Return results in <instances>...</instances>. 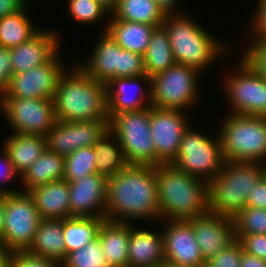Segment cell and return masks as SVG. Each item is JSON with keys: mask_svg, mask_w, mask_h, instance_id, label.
<instances>
[{"mask_svg": "<svg viewBox=\"0 0 266 267\" xmlns=\"http://www.w3.org/2000/svg\"><path fill=\"white\" fill-rule=\"evenodd\" d=\"M106 20L107 24L104 23L103 31L107 30L122 49L144 56L154 26L118 19Z\"/></svg>", "mask_w": 266, "mask_h": 267, "instance_id": "cb8c5ba5", "label": "cell"}, {"mask_svg": "<svg viewBox=\"0 0 266 267\" xmlns=\"http://www.w3.org/2000/svg\"><path fill=\"white\" fill-rule=\"evenodd\" d=\"M186 112L150 106V132L156 151V166L172 164L190 122Z\"/></svg>", "mask_w": 266, "mask_h": 267, "instance_id": "5bb4252c", "label": "cell"}, {"mask_svg": "<svg viewBox=\"0 0 266 267\" xmlns=\"http://www.w3.org/2000/svg\"><path fill=\"white\" fill-rule=\"evenodd\" d=\"M60 58L58 52L48 63L13 74L0 98L52 99L58 80L67 69Z\"/></svg>", "mask_w": 266, "mask_h": 267, "instance_id": "9a60e30c", "label": "cell"}, {"mask_svg": "<svg viewBox=\"0 0 266 267\" xmlns=\"http://www.w3.org/2000/svg\"><path fill=\"white\" fill-rule=\"evenodd\" d=\"M240 267H266V260L250 255L245 251H242Z\"/></svg>", "mask_w": 266, "mask_h": 267, "instance_id": "c3c4849f", "label": "cell"}, {"mask_svg": "<svg viewBox=\"0 0 266 267\" xmlns=\"http://www.w3.org/2000/svg\"><path fill=\"white\" fill-rule=\"evenodd\" d=\"M204 260L217 255L235 238L234 219L208 212L188 220Z\"/></svg>", "mask_w": 266, "mask_h": 267, "instance_id": "d6986e66", "label": "cell"}, {"mask_svg": "<svg viewBox=\"0 0 266 267\" xmlns=\"http://www.w3.org/2000/svg\"><path fill=\"white\" fill-rule=\"evenodd\" d=\"M101 33L88 60L77 62L89 76L107 84L114 78L146 74L142 55L122 49L107 30Z\"/></svg>", "mask_w": 266, "mask_h": 267, "instance_id": "52a82bcc", "label": "cell"}, {"mask_svg": "<svg viewBox=\"0 0 266 267\" xmlns=\"http://www.w3.org/2000/svg\"><path fill=\"white\" fill-rule=\"evenodd\" d=\"M27 9L28 4L23 9L0 19V46L8 49L17 47L41 29L33 25Z\"/></svg>", "mask_w": 266, "mask_h": 267, "instance_id": "f546056e", "label": "cell"}, {"mask_svg": "<svg viewBox=\"0 0 266 267\" xmlns=\"http://www.w3.org/2000/svg\"><path fill=\"white\" fill-rule=\"evenodd\" d=\"M27 3V0H0V19L23 9Z\"/></svg>", "mask_w": 266, "mask_h": 267, "instance_id": "7dc6e473", "label": "cell"}, {"mask_svg": "<svg viewBox=\"0 0 266 267\" xmlns=\"http://www.w3.org/2000/svg\"><path fill=\"white\" fill-rule=\"evenodd\" d=\"M11 250L0 240V267H10Z\"/></svg>", "mask_w": 266, "mask_h": 267, "instance_id": "f907efd6", "label": "cell"}, {"mask_svg": "<svg viewBox=\"0 0 266 267\" xmlns=\"http://www.w3.org/2000/svg\"><path fill=\"white\" fill-rule=\"evenodd\" d=\"M109 121H73L72 132L76 149L96 144L108 131Z\"/></svg>", "mask_w": 266, "mask_h": 267, "instance_id": "74e56055", "label": "cell"}, {"mask_svg": "<svg viewBox=\"0 0 266 267\" xmlns=\"http://www.w3.org/2000/svg\"><path fill=\"white\" fill-rule=\"evenodd\" d=\"M13 76L10 49L0 46V95L7 88Z\"/></svg>", "mask_w": 266, "mask_h": 267, "instance_id": "f6af8a7d", "label": "cell"}, {"mask_svg": "<svg viewBox=\"0 0 266 267\" xmlns=\"http://www.w3.org/2000/svg\"><path fill=\"white\" fill-rule=\"evenodd\" d=\"M167 221V222H166ZM163 247L165 262L176 266L204 267L205 260L188 220H164Z\"/></svg>", "mask_w": 266, "mask_h": 267, "instance_id": "2e32d148", "label": "cell"}, {"mask_svg": "<svg viewBox=\"0 0 266 267\" xmlns=\"http://www.w3.org/2000/svg\"><path fill=\"white\" fill-rule=\"evenodd\" d=\"M243 247L238 239L205 261L204 267H240Z\"/></svg>", "mask_w": 266, "mask_h": 267, "instance_id": "ab89813d", "label": "cell"}, {"mask_svg": "<svg viewBox=\"0 0 266 267\" xmlns=\"http://www.w3.org/2000/svg\"><path fill=\"white\" fill-rule=\"evenodd\" d=\"M162 25L168 32L176 63L194 68L202 74L220 57L229 55L231 45L224 44L213 33H208L190 16L188 18L186 13L166 14Z\"/></svg>", "mask_w": 266, "mask_h": 267, "instance_id": "277c9868", "label": "cell"}, {"mask_svg": "<svg viewBox=\"0 0 266 267\" xmlns=\"http://www.w3.org/2000/svg\"><path fill=\"white\" fill-rule=\"evenodd\" d=\"M5 195L0 194V238L4 227Z\"/></svg>", "mask_w": 266, "mask_h": 267, "instance_id": "f5cc1de1", "label": "cell"}, {"mask_svg": "<svg viewBox=\"0 0 266 267\" xmlns=\"http://www.w3.org/2000/svg\"><path fill=\"white\" fill-rule=\"evenodd\" d=\"M263 176L266 179V162L263 163Z\"/></svg>", "mask_w": 266, "mask_h": 267, "instance_id": "11a10c76", "label": "cell"}, {"mask_svg": "<svg viewBox=\"0 0 266 267\" xmlns=\"http://www.w3.org/2000/svg\"><path fill=\"white\" fill-rule=\"evenodd\" d=\"M158 207L163 220H189L207 214L208 182L173 164L156 166Z\"/></svg>", "mask_w": 266, "mask_h": 267, "instance_id": "3957f363", "label": "cell"}, {"mask_svg": "<svg viewBox=\"0 0 266 267\" xmlns=\"http://www.w3.org/2000/svg\"><path fill=\"white\" fill-rule=\"evenodd\" d=\"M194 127L184 132L175 161L178 169L206 182L220 174L225 164L219 135L215 139Z\"/></svg>", "mask_w": 266, "mask_h": 267, "instance_id": "ba28073f", "label": "cell"}, {"mask_svg": "<svg viewBox=\"0 0 266 267\" xmlns=\"http://www.w3.org/2000/svg\"><path fill=\"white\" fill-rule=\"evenodd\" d=\"M143 84L148 86L145 88ZM106 85L109 119L115 114L139 111L151 106V77L147 74L114 78Z\"/></svg>", "mask_w": 266, "mask_h": 267, "instance_id": "e0dca14e", "label": "cell"}, {"mask_svg": "<svg viewBox=\"0 0 266 267\" xmlns=\"http://www.w3.org/2000/svg\"><path fill=\"white\" fill-rule=\"evenodd\" d=\"M2 146L8 152L17 172L22 175L47 148L46 137L43 135H32L12 133L7 136Z\"/></svg>", "mask_w": 266, "mask_h": 267, "instance_id": "d4e9b609", "label": "cell"}, {"mask_svg": "<svg viewBox=\"0 0 266 267\" xmlns=\"http://www.w3.org/2000/svg\"><path fill=\"white\" fill-rule=\"evenodd\" d=\"M248 44L240 60L266 81V40H251Z\"/></svg>", "mask_w": 266, "mask_h": 267, "instance_id": "f35d334b", "label": "cell"}, {"mask_svg": "<svg viewBox=\"0 0 266 267\" xmlns=\"http://www.w3.org/2000/svg\"><path fill=\"white\" fill-rule=\"evenodd\" d=\"M161 267H184V266H176V265H172L170 263L164 262V264Z\"/></svg>", "mask_w": 266, "mask_h": 267, "instance_id": "db71d44e", "label": "cell"}, {"mask_svg": "<svg viewBox=\"0 0 266 267\" xmlns=\"http://www.w3.org/2000/svg\"><path fill=\"white\" fill-rule=\"evenodd\" d=\"M239 62L235 67L236 71L223 79V89L226 90L225 94L231 106L230 112L266 117V81L241 60Z\"/></svg>", "mask_w": 266, "mask_h": 267, "instance_id": "4fadbf2b", "label": "cell"}, {"mask_svg": "<svg viewBox=\"0 0 266 267\" xmlns=\"http://www.w3.org/2000/svg\"><path fill=\"white\" fill-rule=\"evenodd\" d=\"M2 156H1V160H0V181L2 183L3 182H9V181H14L16 178H21V175L17 172L16 168L14 167L13 162L10 159V156L8 154V152L4 149V147L2 148ZM14 179V180H13ZM22 189H9V187L5 188V187H1L0 186V194L3 195H11V194H15V193H19L21 192Z\"/></svg>", "mask_w": 266, "mask_h": 267, "instance_id": "7bdbcfd3", "label": "cell"}, {"mask_svg": "<svg viewBox=\"0 0 266 267\" xmlns=\"http://www.w3.org/2000/svg\"><path fill=\"white\" fill-rule=\"evenodd\" d=\"M46 137V146L54 153L66 157L77 149L74 145L72 122L57 120Z\"/></svg>", "mask_w": 266, "mask_h": 267, "instance_id": "e575fe53", "label": "cell"}, {"mask_svg": "<svg viewBox=\"0 0 266 267\" xmlns=\"http://www.w3.org/2000/svg\"><path fill=\"white\" fill-rule=\"evenodd\" d=\"M93 146L82 147L65 157L64 177L68 182L97 173Z\"/></svg>", "mask_w": 266, "mask_h": 267, "instance_id": "d6a6232c", "label": "cell"}, {"mask_svg": "<svg viewBox=\"0 0 266 267\" xmlns=\"http://www.w3.org/2000/svg\"><path fill=\"white\" fill-rule=\"evenodd\" d=\"M233 219L235 235L266 234V209L246 206Z\"/></svg>", "mask_w": 266, "mask_h": 267, "instance_id": "8d00e7d4", "label": "cell"}, {"mask_svg": "<svg viewBox=\"0 0 266 267\" xmlns=\"http://www.w3.org/2000/svg\"><path fill=\"white\" fill-rule=\"evenodd\" d=\"M262 177V163L225 161L220 174L208 182L209 212L234 218Z\"/></svg>", "mask_w": 266, "mask_h": 267, "instance_id": "5b68a950", "label": "cell"}, {"mask_svg": "<svg viewBox=\"0 0 266 267\" xmlns=\"http://www.w3.org/2000/svg\"><path fill=\"white\" fill-rule=\"evenodd\" d=\"M103 218L70 217L63 219V234L68 253L83 248L98 238V232Z\"/></svg>", "mask_w": 266, "mask_h": 267, "instance_id": "1f68e13d", "label": "cell"}, {"mask_svg": "<svg viewBox=\"0 0 266 267\" xmlns=\"http://www.w3.org/2000/svg\"><path fill=\"white\" fill-rule=\"evenodd\" d=\"M27 250L44 258L63 262L66 258L63 219H42Z\"/></svg>", "mask_w": 266, "mask_h": 267, "instance_id": "484cf974", "label": "cell"}, {"mask_svg": "<svg viewBox=\"0 0 266 267\" xmlns=\"http://www.w3.org/2000/svg\"><path fill=\"white\" fill-rule=\"evenodd\" d=\"M60 34L52 30H39L25 43L10 49L13 74H20L48 63L60 52Z\"/></svg>", "mask_w": 266, "mask_h": 267, "instance_id": "ffe728a7", "label": "cell"}, {"mask_svg": "<svg viewBox=\"0 0 266 267\" xmlns=\"http://www.w3.org/2000/svg\"><path fill=\"white\" fill-rule=\"evenodd\" d=\"M10 267H62V262L44 258L28 250H14L10 256Z\"/></svg>", "mask_w": 266, "mask_h": 267, "instance_id": "60d3db41", "label": "cell"}, {"mask_svg": "<svg viewBox=\"0 0 266 267\" xmlns=\"http://www.w3.org/2000/svg\"><path fill=\"white\" fill-rule=\"evenodd\" d=\"M109 19L144 23L156 28L163 24L165 14L154 0H117V7Z\"/></svg>", "mask_w": 266, "mask_h": 267, "instance_id": "f1b7e54d", "label": "cell"}, {"mask_svg": "<svg viewBox=\"0 0 266 267\" xmlns=\"http://www.w3.org/2000/svg\"><path fill=\"white\" fill-rule=\"evenodd\" d=\"M93 148L96 171L100 175L112 177L129 164L118 139L109 130L93 145Z\"/></svg>", "mask_w": 266, "mask_h": 267, "instance_id": "4dcf8cb0", "label": "cell"}, {"mask_svg": "<svg viewBox=\"0 0 266 267\" xmlns=\"http://www.w3.org/2000/svg\"><path fill=\"white\" fill-rule=\"evenodd\" d=\"M159 8L162 10V12L166 14H178L181 13L177 10L178 2L180 0H154Z\"/></svg>", "mask_w": 266, "mask_h": 267, "instance_id": "681fc988", "label": "cell"}, {"mask_svg": "<svg viewBox=\"0 0 266 267\" xmlns=\"http://www.w3.org/2000/svg\"><path fill=\"white\" fill-rule=\"evenodd\" d=\"M57 83L52 101L56 120L109 121L107 85L89 76L76 62Z\"/></svg>", "mask_w": 266, "mask_h": 267, "instance_id": "7a4b0ae2", "label": "cell"}, {"mask_svg": "<svg viewBox=\"0 0 266 267\" xmlns=\"http://www.w3.org/2000/svg\"><path fill=\"white\" fill-rule=\"evenodd\" d=\"M100 4L103 8L106 9L110 14L116 9L117 7V0H93Z\"/></svg>", "mask_w": 266, "mask_h": 267, "instance_id": "816d5d0a", "label": "cell"}, {"mask_svg": "<svg viewBox=\"0 0 266 267\" xmlns=\"http://www.w3.org/2000/svg\"><path fill=\"white\" fill-rule=\"evenodd\" d=\"M246 253L266 260V234L235 235Z\"/></svg>", "mask_w": 266, "mask_h": 267, "instance_id": "b9f144b4", "label": "cell"}, {"mask_svg": "<svg viewBox=\"0 0 266 267\" xmlns=\"http://www.w3.org/2000/svg\"><path fill=\"white\" fill-rule=\"evenodd\" d=\"M257 4L248 32L252 34L250 40H266V0H258Z\"/></svg>", "mask_w": 266, "mask_h": 267, "instance_id": "ee69618b", "label": "cell"}, {"mask_svg": "<svg viewBox=\"0 0 266 267\" xmlns=\"http://www.w3.org/2000/svg\"><path fill=\"white\" fill-rule=\"evenodd\" d=\"M42 218L28 192L5 195L4 227L0 240L11 250H27Z\"/></svg>", "mask_w": 266, "mask_h": 267, "instance_id": "8fae6325", "label": "cell"}, {"mask_svg": "<svg viewBox=\"0 0 266 267\" xmlns=\"http://www.w3.org/2000/svg\"><path fill=\"white\" fill-rule=\"evenodd\" d=\"M0 110L14 133L46 136L57 121L52 99L0 98Z\"/></svg>", "mask_w": 266, "mask_h": 267, "instance_id": "7c38bea8", "label": "cell"}, {"mask_svg": "<svg viewBox=\"0 0 266 267\" xmlns=\"http://www.w3.org/2000/svg\"><path fill=\"white\" fill-rule=\"evenodd\" d=\"M247 207L266 209V179L263 176L249 192Z\"/></svg>", "mask_w": 266, "mask_h": 267, "instance_id": "bcb514c9", "label": "cell"}, {"mask_svg": "<svg viewBox=\"0 0 266 267\" xmlns=\"http://www.w3.org/2000/svg\"><path fill=\"white\" fill-rule=\"evenodd\" d=\"M67 2V12L75 22L82 25L101 23L106 15L110 16L105 8L93 0H68Z\"/></svg>", "mask_w": 266, "mask_h": 267, "instance_id": "d590c367", "label": "cell"}, {"mask_svg": "<svg viewBox=\"0 0 266 267\" xmlns=\"http://www.w3.org/2000/svg\"><path fill=\"white\" fill-rule=\"evenodd\" d=\"M143 59L145 72L149 77L165 72L176 63L168 32L163 25L154 28Z\"/></svg>", "mask_w": 266, "mask_h": 267, "instance_id": "83f0119b", "label": "cell"}, {"mask_svg": "<svg viewBox=\"0 0 266 267\" xmlns=\"http://www.w3.org/2000/svg\"><path fill=\"white\" fill-rule=\"evenodd\" d=\"M105 219L124 223L161 219L156 166L128 164L108 178Z\"/></svg>", "mask_w": 266, "mask_h": 267, "instance_id": "6da1fadb", "label": "cell"}, {"mask_svg": "<svg viewBox=\"0 0 266 267\" xmlns=\"http://www.w3.org/2000/svg\"><path fill=\"white\" fill-rule=\"evenodd\" d=\"M42 219L71 217L69 184L65 179L52 181L28 191Z\"/></svg>", "mask_w": 266, "mask_h": 267, "instance_id": "7402d4cb", "label": "cell"}, {"mask_svg": "<svg viewBox=\"0 0 266 267\" xmlns=\"http://www.w3.org/2000/svg\"><path fill=\"white\" fill-rule=\"evenodd\" d=\"M65 157L46 148L41 156L19 178L23 186L22 191L58 181L64 177Z\"/></svg>", "mask_w": 266, "mask_h": 267, "instance_id": "4316f807", "label": "cell"}, {"mask_svg": "<svg viewBox=\"0 0 266 267\" xmlns=\"http://www.w3.org/2000/svg\"><path fill=\"white\" fill-rule=\"evenodd\" d=\"M224 118L218 135L225 161L266 162V117L229 113Z\"/></svg>", "mask_w": 266, "mask_h": 267, "instance_id": "8992f818", "label": "cell"}, {"mask_svg": "<svg viewBox=\"0 0 266 267\" xmlns=\"http://www.w3.org/2000/svg\"><path fill=\"white\" fill-rule=\"evenodd\" d=\"M164 262L162 231L136 229L130 223L128 267H161Z\"/></svg>", "mask_w": 266, "mask_h": 267, "instance_id": "44dd1931", "label": "cell"}, {"mask_svg": "<svg viewBox=\"0 0 266 267\" xmlns=\"http://www.w3.org/2000/svg\"><path fill=\"white\" fill-rule=\"evenodd\" d=\"M108 178L98 173L68 182L71 217L105 219Z\"/></svg>", "mask_w": 266, "mask_h": 267, "instance_id": "ac0fdd59", "label": "cell"}, {"mask_svg": "<svg viewBox=\"0 0 266 267\" xmlns=\"http://www.w3.org/2000/svg\"><path fill=\"white\" fill-rule=\"evenodd\" d=\"M199 76L196 69L175 63L151 77V106L182 111L191 108L200 97Z\"/></svg>", "mask_w": 266, "mask_h": 267, "instance_id": "30bf717a", "label": "cell"}, {"mask_svg": "<svg viewBox=\"0 0 266 267\" xmlns=\"http://www.w3.org/2000/svg\"><path fill=\"white\" fill-rule=\"evenodd\" d=\"M98 238L104 256L111 267H128L130 223L104 219Z\"/></svg>", "mask_w": 266, "mask_h": 267, "instance_id": "603a6c76", "label": "cell"}, {"mask_svg": "<svg viewBox=\"0 0 266 267\" xmlns=\"http://www.w3.org/2000/svg\"><path fill=\"white\" fill-rule=\"evenodd\" d=\"M62 267H111L104 256L99 238L68 253Z\"/></svg>", "mask_w": 266, "mask_h": 267, "instance_id": "836d02e7", "label": "cell"}, {"mask_svg": "<svg viewBox=\"0 0 266 267\" xmlns=\"http://www.w3.org/2000/svg\"><path fill=\"white\" fill-rule=\"evenodd\" d=\"M108 130L118 139L129 164L156 166V151L150 132V107L115 114Z\"/></svg>", "mask_w": 266, "mask_h": 267, "instance_id": "9c48e42d", "label": "cell"}]
</instances>
